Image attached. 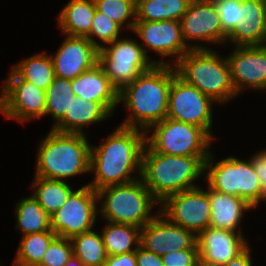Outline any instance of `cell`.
<instances>
[{
	"label": "cell",
	"instance_id": "6da1fadb",
	"mask_svg": "<svg viewBox=\"0 0 266 266\" xmlns=\"http://www.w3.org/2000/svg\"><path fill=\"white\" fill-rule=\"evenodd\" d=\"M145 145L144 131L117 126L99 146L91 145L90 172L94 179L88 185L97 191L140 178Z\"/></svg>",
	"mask_w": 266,
	"mask_h": 266
},
{
	"label": "cell",
	"instance_id": "7a4b0ae2",
	"mask_svg": "<svg viewBox=\"0 0 266 266\" xmlns=\"http://www.w3.org/2000/svg\"><path fill=\"white\" fill-rule=\"evenodd\" d=\"M177 75L173 65L154 64L119 92V103L129 112L119 125L146 132L167 117L169 91Z\"/></svg>",
	"mask_w": 266,
	"mask_h": 266
},
{
	"label": "cell",
	"instance_id": "3957f363",
	"mask_svg": "<svg viewBox=\"0 0 266 266\" xmlns=\"http://www.w3.org/2000/svg\"><path fill=\"white\" fill-rule=\"evenodd\" d=\"M208 156H179L154 152L147 144L142 155L141 179L162 203L168 196L199 187ZM195 182V183H194Z\"/></svg>",
	"mask_w": 266,
	"mask_h": 266
},
{
	"label": "cell",
	"instance_id": "277c9868",
	"mask_svg": "<svg viewBox=\"0 0 266 266\" xmlns=\"http://www.w3.org/2000/svg\"><path fill=\"white\" fill-rule=\"evenodd\" d=\"M86 135L50 129L38 144L34 176L67 181L90 173L92 144Z\"/></svg>",
	"mask_w": 266,
	"mask_h": 266
},
{
	"label": "cell",
	"instance_id": "5b68a950",
	"mask_svg": "<svg viewBox=\"0 0 266 266\" xmlns=\"http://www.w3.org/2000/svg\"><path fill=\"white\" fill-rule=\"evenodd\" d=\"M174 67L181 79L195 86L218 105L228 104L238 96L227 57L213 48L190 49Z\"/></svg>",
	"mask_w": 266,
	"mask_h": 266
},
{
	"label": "cell",
	"instance_id": "8992f818",
	"mask_svg": "<svg viewBox=\"0 0 266 266\" xmlns=\"http://www.w3.org/2000/svg\"><path fill=\"white\" fill-rule=\"evenodd\" d=\"M98 215L104 221L142 228L160 211V203L140 178L97 190ZM156 213H152L155 207ZM155 214V215H154Z\"/></svg>",
	"mask_w": 266,
	"mask_h": 266
},
{
	"label": "cell",
	"instance_id": "52a82bcc",
	"mask_svg": "<svg viewBox=\"0 0 266 266\" xmlns=\"http://www.w3.org/2000/svg\"><path fill=\"white\" fill-rule=\"evenodd\" d=\"M211 151L205 161L204 177L207 186L245 200L254 209L266 202V196L251 157L247 160L228 156L214 162L215 154Z\"/></svg>",
	"mask_w": 266,
	"mask_h": 266
},
{
	"label": "cell",
	"instance_id": "ba28073f",
	"mask_svg": "<svg viewBox=\"0 0 266 266\" xmlns=\"http://www.w3.org/2000/svg\"><path fill=\"white\" fill-rule=\"evenodd\" d=\"M145 137L154 152L179 156H209L213 142L204 129L168 117L151 126Z\"/></svg>",
	"mask_w": 266,
	"mask_h": 266
},
{
	"label": "cell",
	"instance_id": "9c48e42d",
	"mask_svg": "<svg viewBox=\"0 0 266 266\" xmlns=\"http://www.w3.org/2000/svg\"><path fill=\"white\" fill-rule=\"evenodd\" d=\"M98 63L118 92L154 65L137 38L124 36L99 50Z\"/></svg>",
	"mask_w": 266,
	"mask_h": 266
},
{
	"label": "cell",
	"instance_id": "30bf717a",
	"mask_svg": "<svg viewBox=\"0 0 266 266\" xmlns=\"http://www.w3.org/2000/svg\"><path fill=\"white\" fill-rule=\"evenodd\" d=\"M8 74L0 86V113L24 124L46 116V91L21 79L12 69Z\"/></svg>",
	"mask_w": 266,
	"mask_h": 266
},
{
	"label": "cell",
	"instance_id": "8fae6325",
	"mask_svg": "<svg viewBox=\"0 0 266 266\" xmlns=\"http://www.w3.org/2000/svg\"><path fill=\"white\" fill-rule=\"evenodd\" d=\"M97 191L88 184L74 190L51 216V229L60 237L71 238L94 229L98 218Z\"/></svg>",
	"mask_w": 266,
	"mask_h": 266
},
{
	"label": "cell",
	"instance_id": "7c38bea8",
	"mask_svg": "<svg viewBox=\"0 0 266 266\" xmlns=\"http://www.w3.org/2000/svg\"><path fill=\"white\" fill-rule=\"evenodd\" d=\"M213 105L216 102L176 75L171 83L167 117L196 125L213 139Z\"/></svg>",
	"mask_w": 266,
	"mask_h": 266
},
{
	"label": "cell",
	"instance_id": "4fadbf2b",
	"mask_svg": "<svg viewBox=\"0 0 266 266\" xmlns=\"http://www.w3.org/2000/svg\"><path fill=\"white\" fill-rule=\"evenodd\" d=\"M132 32L141 40L140 45L154 64L174 66L190 50L183 39L180 21H136ZM148 50L160 58L152 60ZM166 57H172V62L163 60Z\"/></svg>",
	"mask_w": 266,
	"mask_h": 266
},
{
	"label": "cell",
	"instance_id": "5bb4252c",
	"mask_svg": "<svg viewBox=\"0 0 266 266\" xmlns=\"http://www.w3.org/2000/svg\"><path fill=\"white\" fill-rule=\"evenodd\" d=\"M160 212L171 222L196 236L210 227L211 204L207 189L201 186L168 196L160 203Z\"/></svg>",
	"mask_w": 266,
	"mask_h": 266
},
{
	"label": "cell",
	"instance_id": "9a60e30c",
	"mask_svg": "<svg viewBox=\"0 0 266 266\" xmlns=\"http://www.w3.org/2000/svg\"><path fill=\"white\" fill-rule=\"evenodd\" d=\"M180 24L183 39L190 49H209L203 41L214 45L227 41L213 0H192Z\"/></svg>",
	"mask_w": 266,
	"mask_h": 266
},
{
	"label": "cell",
	"instance_id": "2e32d148",
	"mask_svg": "<svg viewBox=\"0 0 266 266\" xmlns=\"http://www.w3.org/2000/svg\"><path fill=\"white\" fill-rule=\"evenodd\" d=\"M140 246L159 256L180 250H198L197 236L171 222L160 211L140 228Z\"/></svg>",
	"mask_w": 266,
	"mask_h": 266
},
{
	"label": "cell",
	"instance_id": "e0dca14e",
	"mask_svg": "<svg viewBox=\"0 0 266 266\" xmlns=\"http://www.w3.org/2000/svg\"><path fill=\"white\" fill-rule=\"evenodd\" d=\"M226 57L238 95L249 88L266 92V45L234 46Z\"/></svg>",
	"mask_w": 266,
	"mask_h": 266
},
{
	"label": "cell",
	"instance_id": "ac0fdd59",
	"mask_svg": "<svg viewBox=\"0 0 266 266\" xmlns=\"http://www.w3.org/2000/svg\"><path fill=\"white\" fill-rule=\"evenodd\" d=\"M65 36L58 50L50 56L55 76L73 80L98 63L99 49L87 37Z\"/></svg>",
	"mask_w": 266,
	"mask_h": 266
},
{
	"label": "cell",
	"instance_id": "d6986e66",
	"mask_svg": "<svg viewBox=\"0 0 266 266\" xmlns=\"http://www.w3.org/2000/svg\"><path fill=\"white\" fill-rule=\"evenodd\" d=\"M245 237L231 230L208 227L197 236L200 264L223 266L250 244Z\"/></svg>",
	"mask_w": 266,
	"mask_h": 266
},
{
	"label": "cell",
	"instance_id": "ffe728a7",
	"mask_svg": "<svg viewBox=\"0 0 266 266\" xmlns=\"http://www.w3.org/2000/svg\"><path fill=\"white\" fill-rule=\"evenodd\" d=\"M227 42L233 46L266 45V0H242L237 25Z\"/></svg>",
	"mask_w": 266,
	"mask_h": 266
},
{
	"label": "cell",
	"instance_id": "44dd1931",
	"mask_svg": "<svg viewBox=\"0 0 266 266\" xmlns=\"http://www.w3.org/2000/svg\"><path fill=\"white\" fill-rule=\"evenodd\" d=\"M74 95L102 103L112 114L119 105V92L111 84L103 67L96 63L72 80Z\"/></svg>",
	"mask_w": 266,
	"mask_h": 266
},
{
	"label": "cell",
	"instance_id": "7402d4cb",
	"mask_svg": "<svg viewBox=\"0 0 266 266\" xmlns=\"http://www.w3.org/2000/svg\"><path fill=\"white\" fill-rule=\"evenodd\" d=\"M208 197L211 204V228L227 229L242 233L241 222L246 212L253 210L240 197L218 192L208 186Z\"/></svg>",
	"mask_w": 266,
	"mask_h": 266
},
{
	"label": "cell",
	"instance_id": "603a6c76",
	"mask_svg": "<svg viewBox=\"0 0 266 266\" xmlns=\"http://www.w3.org/2000/svg\"><path fill=\"white\" fill-rule=\"evenodd\" d=\"M113 114L100 102L74 96L64 118L52 128L63 133L85 134L84 127L100 123Z\"/></svg>",
	"mask_w": 266,
	"mask_h": 266
},
{
	"label": "cell",
	"instance_id": "cb8c5ba5",
	"mask_svg": "<svg viewBox=\"0 0 266 266\" xmlns=\"http://www.w3.org/2000/svg\"><path fill=\"white\" fill-rule=\"evenodd\" d=\"M94 0H69L57 16V25L63 35L86 37L95 15Z\"/></svg>",
	"mask_w": 266,
	"mask_h": 266
},
{
	"label": "cell",
	"instance_id": "d4e9b609",
	"mask_svg": "<svg viewBox=\"0 0 266 266\" xmlns=\"http://www.w3.org/2000/svg\"><path fill=\"white\" fill-rule=\"evenodd\" d=\"M14 210L16 229L21 232L22 236L52 231L51 217L32 195L21 198Z\"/></svg>",
	"mask_w": 266,
	"mask_h": 266
},
{
	"label": "cell",
	"instance_id": "484cf974",
	"mask_svg": "<svg viewBox=\"0 0 266 266\" xmlns=\"http://www.w3.org/2000/svg\"><path fill=\"white\" fill-rule=\"evenodd\" d=\"M46 51L26 57L11 69L23 80L47 90L55 76L53 61Z\"/></svg>",
	"mask_w": 266,
	"mask_h": 266
},
{
	"label": "cell",
	"instance_id": "4316f807",
	"mask_svg": "<svg viewBox=\"0 0 266 266\" xmlns=\"http://www.w3.org/2000/svg\"><path fill=\"white\" fill-rule=\"evenodd\" d=\"M31 188L32 196L51 217L67 201L74 191L71 185L64 180H50L34 176Z\"/></svg>",
	"mask_w": 266,
	"mask_h": 266
},
{
	"label": "cell",
	"instance_id": "83f0119b",
	"mask_svg": "<svg viewBox=\"0 0 266 266\" xmlns=\"http://www.w3.org/2000/svg\"><path fill=\"white\" fill-rule=\"evenodd\" d=\"M192 0H136V21H180Z\"/></svg>",
	"mask_w": 266,
	"mask_h": 266
},
{
	"label": "cell",
	"instance_id": "f1b7e54d",
	"mask_svg": "<svg viewBox=\"0 0 266 266\" xmlns=\"http://www.w3.org/2000/svg\"><path fill=\"white\" fill-rule=\"evenodd\" d=\"M101 235L108 256L136 251L140 246V228L108 221Z\"/></svg>",
	"mask_w": 266,
	"mask_h": 266
},
{
	"label": "cell",
	"instance_id": "f546056e",
	"mask_svg": "<svg viewBox=\"0 0 266 266\" xmlns=\"http://www.w3.org/2000/svg\"><path fill=\"white\" fill-rule=\"evenodd\" d=\"M73 255L86 266H104L107 252L101 232L93 230L70 238Z\"/></svg>",
	"mask_w": 266,
	"mask_h": 266
},
{
	"label": "cell",
	"instance_id": "4dcf8cb0",
	"mask_svg": "<svg viewBox=\"0 0 266 266\" xmlns=\"http://www.w3.org/2000/svg\"><path fill=\"white\" fill-rule=\"evenodd\" d=\"M72 80L55 77L53 82L46 90V116L53 118L54 128L69 111L72 98L74 97Z\"/></svg>",
	"mask_w": 266,
	"mask_h": 266
},
{
	"label": "cell",
	"instance_id": "1f68e13d",
	"mask_svg": "<svg viewBox=\"0 0 266 266\" xmlns=\"http://www.w3.org/2000/svg\"><path fill=\"white\" fill-rule=\"evenodd\" d=\"M56 236L53 231H44L22 236L15 257L25 261L29 265L37 266Z\"/></svg>",
	"mask_w": 266,
	"mask_h": 266
},
{
	"label": "cell",
	"instance_id": "d6a6232c",
	"mask_svg": "<svg viewBox=\"0 0 266 266\" xmlns=\"http://www.w3.org/2000/svg\"><path fill=\"white\" fill-rule=\"evenodd\" d=\"M96 9L118 23L125 31H133L136 22V0H94ZM126 26V27H125Z\"/></svg>",
	"mask_w": 266,
	"mask_h": 266
},
{
	"label": "cell",
	"instance_id": "836d02e7",
	"mask_svg": "<svg viewBox=\"0 0 266 266\" xmlns=\"http://www.w3.org/2000/svg\"><path fill=\"white\" fill-rule=\"evenodd\" d=\"M122 31L124 32V29L118 23L96 9L90 33L86 37L100 50L105 45L120 38Z\"/></svg>",
	"mask_w": 266,
	"mask_h": 266
},
{
	"label": "cell",
	"instance_id": "e575fe53",
	"mask_svg": "<svg viewBox=\"0 0 266 266\" xmlns=\"http://www.w3.org/2000/svg\"><path fill=\"white\" fill-rule=\"evenodd\" d=\"M72 256L73 248L70 239L56 236L37 266H64Z\"/></svg>",
	"mask_w": 266,
	"mask_h": 266
},
{
	"label": "cell",
	"instance_id": "d590c367",
	"mask_svg": "<svg viewBox=\"0 0 266 266\" xmlns=\"http://www.w3.org/2000/svg\"><path fill=\"white\" fill-rule=\"evenodd\" d=\"M216 4L223 32L228 36L237 25L242 0H213Z\"/></svg>",
	"mask_w": 266,
	"mask_h": 266
},
{
	"label": "cell",
	"instance_id": "8d00e7d4",
	"mask_svg": "<svg viewBox=\"0 0 266 266\" xmlns=\"http://www.w3.org/2000/svg\"><path fill=\"white\" fill-rule=\"evenodd\" d=\"M164 266H199L198 250H180L161 256Z\"/></svg>",
	"mask_w": 266,
	"mask_h": 266
},
{
	"label": "cell",
	"instance_id": "74e56055",
	"mask_svg": "<svg viewBox=\"0 0 266 266\" xmlns=\"http://www.w3.org/2000/svg\"><path fill=\"white\" fill-rule=\"evenodd\" d=\"M251 156V161L254 164L256 174L259 177L264 195L266 196V149H260V151L255 152V154Z\"/></svg>",
	"mask_w": 266,
	"mask_h": 266
},
{
	"label": "cell",
	"instance_id": "f35d334b",
	"mask_svg": "<svg viewBox=\"0 0 266 266\" xmlns=\"http://www.w3.org/2000/svg\"><path fill=\"white\" fill-rule=\"evenodd\" d=\"M136 252L137 266H164L161 256L139 246Z\"/></svg>",
	"mask_w": 266,
	"mask_h": 266
},
{
	"label": "cell",
	"instance_id": "ab89813d",
	"mask_svg": "<svg viewBox=\"0 0 266 266\" xmlns=\"http://www.w3.org/2000/svg\"><path fill=\"white\" fill-rule=\"evenodd\" d=\"M104 266H137L136 252L107 256Z\"/></svg>",
	"mask_w": 266,
	"mask_h": 266
},
{
	"label": "cell",
	"instance_id": "60d3db41",
	"mask_svg": "<svg viewBox=\"0 0 266 266\" xmlns=\"http://www.w3.org/2000/svg\"><path fill=\"white\" fill-rule=\"evenodd\" d=\"M252 247L248 245L239 255L231 259L223 266H253L252 265Z\"/></svg>",
	"mask_w": 266,
	"mask_h": 266
},
{
	"label": "cell",
	"instance_id": "b9f144b4",
	"mask_svg": "<svg viewBox=\"0 0 266 266\" xmlns=\"http://www.w3.org/2000/svg\"><path fill=\"white\" fill-rule=\"evenodd\" d=\"M64 266H86L76 256H72Z\"/></svg>",
	"mask_w": 266,
	"mask_h": 266
},
{
	"label": "cell",
	"instance_id": "7bdbcfd3",
	"mask_svg": "<svg viewBox=\"0 0 266 266\" xmlns=\"http://www.w3.org/2000/svg\"><path fill=\"white\" fill-rule=\"evenodd\" d=\"M3 263H0V265ZM12 266H33V265H29L28 263H26L25 261H22L20 259H17L16 257L13 260Z\"/></svg>",
	"mask_w": 266,
	"mask_h": 266
},
{
	"label": "cell",
	"instance_id": "ee69618b",
	"mask_svg": "<svg viewBox=\"0 0 266 266\" xmlns=\"http://www.w3.org/2000/svg\"><path fill=\"white\" fill-rule=\"evenodd\" d=\"M199 266H208V265H205V264H200V263H199Z\"/></svg>",
	"mask_w": 266,
	"mask_h": 266
}]
</instances>
